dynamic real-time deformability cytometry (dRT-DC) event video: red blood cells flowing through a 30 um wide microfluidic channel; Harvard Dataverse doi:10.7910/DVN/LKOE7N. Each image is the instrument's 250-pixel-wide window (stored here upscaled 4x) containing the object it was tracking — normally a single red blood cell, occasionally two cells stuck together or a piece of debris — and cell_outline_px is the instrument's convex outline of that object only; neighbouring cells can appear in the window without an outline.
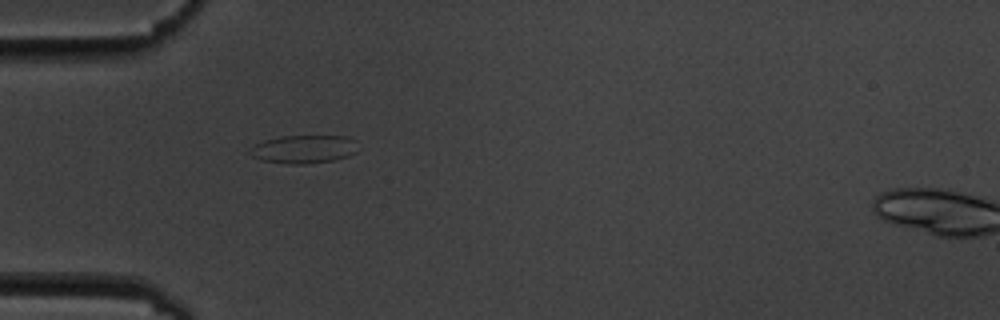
{"species": "common noctule bat (a hibernating species)", "species_latin": "Nyctalus noctula", "temperature_condition": "cold", "stored_images_in_passage": 2, "camera_frame_rate_fps": 3000, "um_per_image_px": 0.085, "animal": {"sex": "male", "body_mass_g": 19.5, "forearm_length_mm": 54.6}, "frame": {"image": 1, "passage_image": 1, "time_ms": 0.0, "image_size_px": [1000, 320], "cell_outline_px": [[356, 152], [348, 156], [332, 160], [304, 164], [288, 164], [260, 160], [252, 156], [248, 152], [248, 148], [264, 140], [280, 136], [348, 136], [356, 140]], "centroid_in_image_um": [25.79, 12.67], "position_along_channel_um": 59.2, "area_um2": 17.86}}